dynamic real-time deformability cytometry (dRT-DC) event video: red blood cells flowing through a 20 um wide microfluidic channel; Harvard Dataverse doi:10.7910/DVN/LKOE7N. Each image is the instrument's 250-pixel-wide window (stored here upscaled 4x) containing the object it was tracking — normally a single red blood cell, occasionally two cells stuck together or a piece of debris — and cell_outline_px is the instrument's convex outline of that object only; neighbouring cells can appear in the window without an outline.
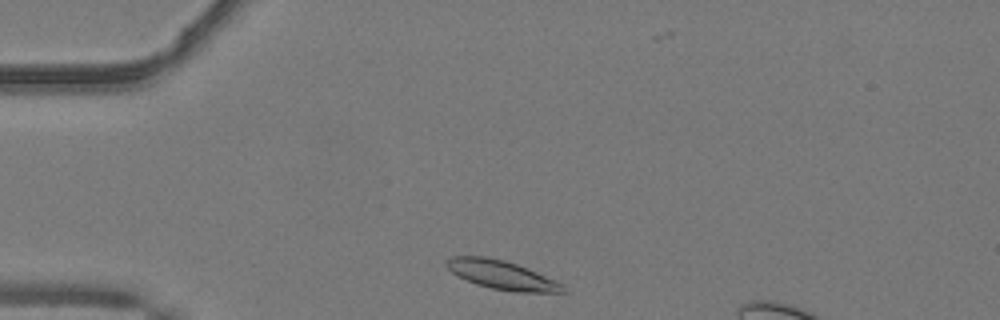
{"species": "common noctule bat (a hibernating species)", "species_latin": "Nyctalus noctula", "temperature_condition": "warm", "stored_images_in_passage": 41, "camera_frame_rate_fps": 3000, "um_per_image_px": 0.085, "animal": {"sex": "male", "body_mass_g": 19.2, "forearm_length_mm": 51.8}, "frame": {"image": 1, "passage_image": 2, "time_ms": 0.333, "image_size_px": [1000, 320], "cell_outline_px": [[564, 292], [512, 292], [492, 288], [476, 284], [456, 276], [444, 264], [444, 260], [452, 256], [484, 256], [504, 260], [528, 268], [556, 280], [564, 284]], "centroid_in_image_um": [42.62, 23.36], "position_along_channel_um": 42.4, "area_um2": 19.65}}
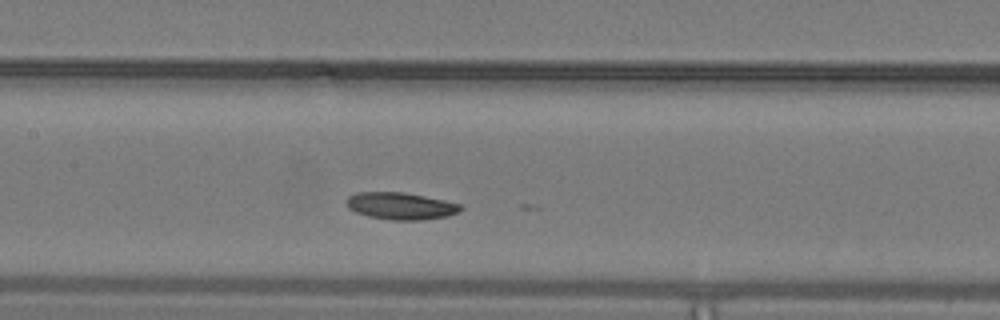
{"frame": {"image": 2, "passage_image": 14, "time_ms": 4.333, "image_size_px": [1000, 320], "cell_outline_px": [[464, 208], [448, 216], [420, 220], [392, 220], [368, 216], [356, 212], [348, 208], [344, 200], [348, 196], [356, 192], [404, 192], [444, 200], [460, 204]], "centroid_in_image_um": [34.02, 17.5], "position_along_channel_um": 173.4, "area_um2": 18.03}}
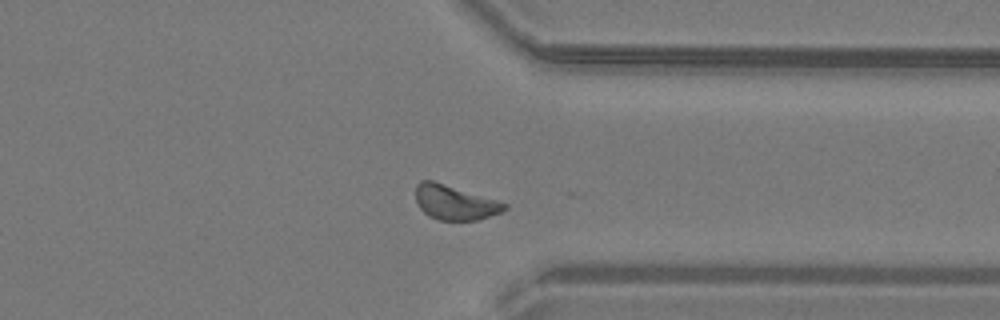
{"frame": {"image": 3, "passage_image": 29, "time_ms": 9.333, "image_size_px": [1000, 320], "cell_outline_px": [[508, 208], [500, 212], [476, 220], [440, 220], [428, 216], [420, 208], [416, 200], [416, 184], [420, 180], [432, 180], [496, 200], [508, 204]], "centroid_in_image_um": [38.62, 17.21], "position_along_channel_um": 372.8, "area_um2": 17.63}}